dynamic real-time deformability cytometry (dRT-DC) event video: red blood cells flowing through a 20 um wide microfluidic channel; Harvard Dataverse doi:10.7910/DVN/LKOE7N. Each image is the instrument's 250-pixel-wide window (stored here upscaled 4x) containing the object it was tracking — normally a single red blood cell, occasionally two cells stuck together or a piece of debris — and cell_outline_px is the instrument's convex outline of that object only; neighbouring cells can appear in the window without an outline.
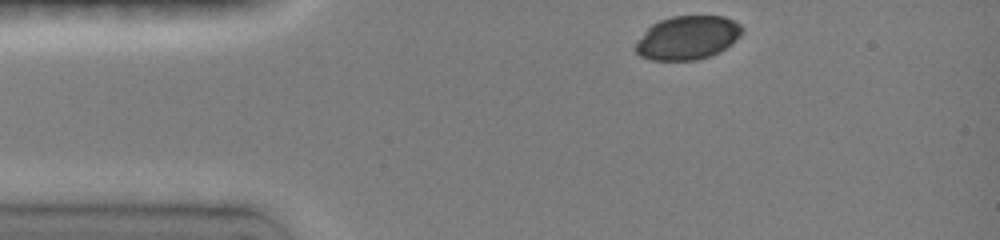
{"species": "common noctule bat (a hibernating species)", "species_latin": "Nyctalus noctula", "temperature_condition": "room temperature", "stored_images_in_passage": 35, "camera_frame_rate_fps": 3000, "um_per_image_px": 0.085, "animal": {"sex": "female", "body_mass_g": 19.0, "forearm_length_mm": 51.5}, "frame": {"image": 1, "passage_image": 1, "time_ms": 0.0, "image_size_px": [1000, 240], "cell_outline_px": [[744, 32], [740, 36], [720, 52], [696, 60], [652, 60], [640, 56], [636, 52], [636, 44], [644, 32], [652, 24], [660, 20], [672, 16], [724, 16], [740, 24], [744, 28]], "centroid_in_image_um": [58.46, 3.2], "position_along_channel_um": 26.5, "area_um2": 26.99}}
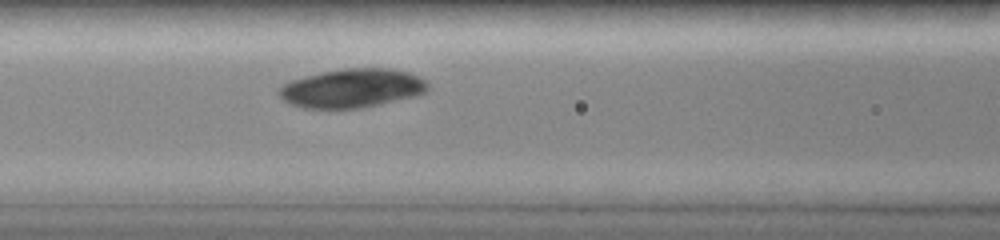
{"frame": {"image": 2, "passage_image": 13, "time_ms": 4.0, "image_size_px": [1000, 240], "cell_outline_px": [[428, 88], [424, 92], [416, 96], [380, 104], [360, 108], [304, 108], [292, 104], [284, 100], [280, 96], [280, 88], [284, 84], [292, 80], [304, 76], [344, 68], [392, 68], [408, 72], [424, 80], [428, 84]], "centroid_in_image_um": [29.94, 7.49], "position_along_channel_um": 136.7, "area_um2": 33.35}}
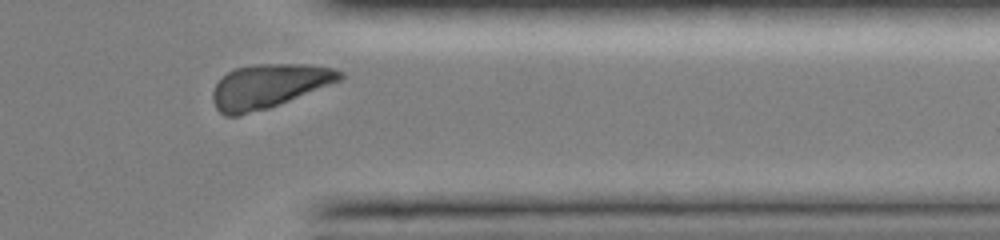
{"frame": {"image": 3, "passage_image": 32, "time_ms": 10.333, "image_size_px": [1000, 240], "cell_outline_px": [[344, 76], [340, 80], [268, 108], [236, 116], [224, 116], [216, 108], [212, 100], [212, 92], [216, 84], [228, 72], [236, 68], [256, 64], [308, 64], [336, 68], [344, 72]], "centroid_in_image_um": [22.83, 7.3], "position_along_channel_um": 388.6, "area_um2": 32.25}}